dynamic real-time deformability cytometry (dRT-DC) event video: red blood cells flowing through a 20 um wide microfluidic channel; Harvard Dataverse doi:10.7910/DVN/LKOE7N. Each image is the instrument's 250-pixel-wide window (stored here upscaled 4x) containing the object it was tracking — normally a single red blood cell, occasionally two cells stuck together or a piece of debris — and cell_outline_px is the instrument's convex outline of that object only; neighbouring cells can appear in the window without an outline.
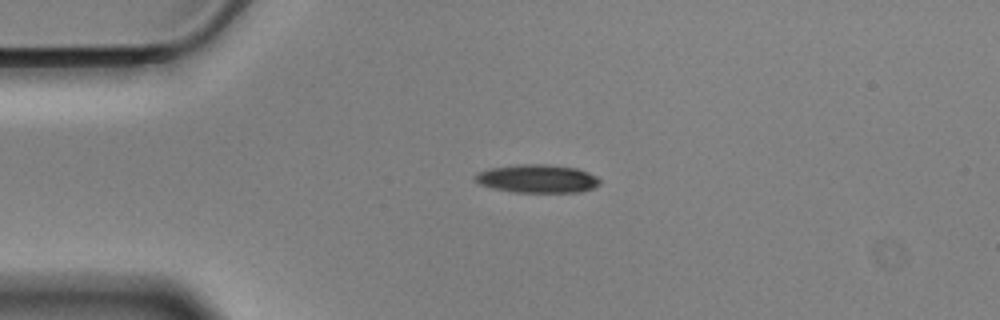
{"species": "Egyptian fruit bat (a non-hibernating species)", "species_latin": "Rousettus aegyptiacus", "temperature_condition": "cold", "stored_images_in_passage": 45, "camera_frame_rate_fps": 3000, "um_per_image_px": 0.085, "animal": {"sex": "male"}, "frame": {"image": 1, "passage_image": 1, "time_ms": 0.0, "image_size_px": [1000, 320], "cell_outline_px": [[600, 184], [592, 188], [580, 192], [512, 192], [492, 188], [480, 184], [472, 176], [480, 172], [492, 168], [516, 164], [548, 164], [576, 168], [588, 172], [596, 176], [600, 180]], "centroid_in_image_um": [45.68, 15.19], "position_along_channel_um": 39.3, "area_um2": 20.52}}
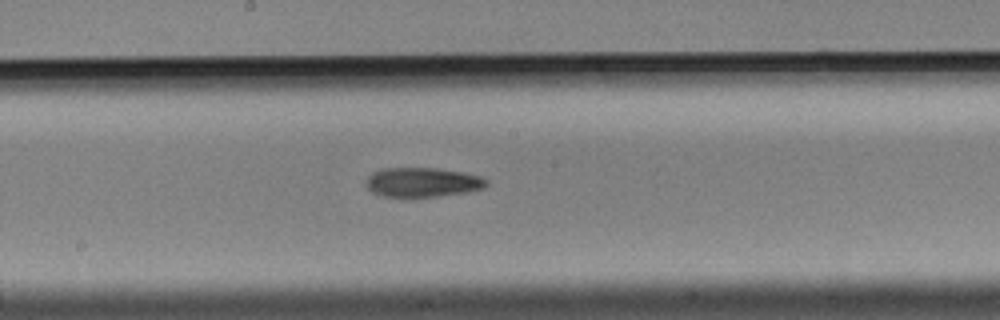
{"frame": {"image": 2, "passage_image": 18, "time_ms": 5.667, "image_size_px": [1000, 320], "cell_outline_px": [[488, 184], [484, 188], [468, 192], [440, 196], [408, 200], [384, 196], [372, 192], [364, 184], [368, 176], [372, 172], [384, 168], [436, 168], [464, 172], [480, 176], [488, 180]], "centroid_in_image_um": [35.89, 15.53], "position_along_channel_um": 212.3, "area_um2": 21.5}}
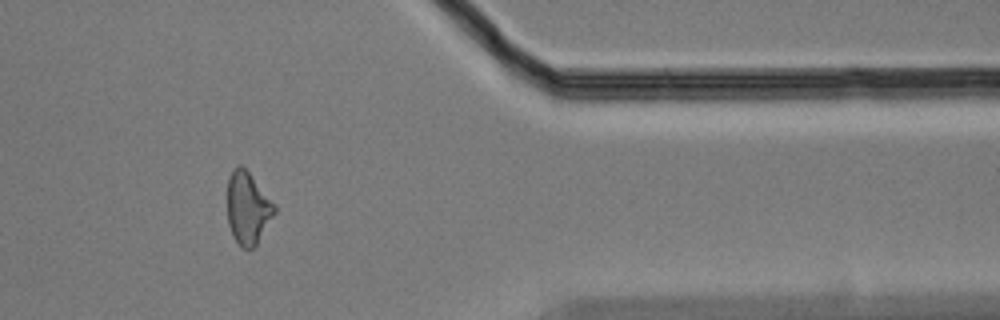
{"frame": {"image": 3, "passage_image": 35, "time_ms": 11.333, "image_size_px": [1000, 320], "cell_outline_px": [[276, 212], [256, 244], [252, 248], [244, 248], [232, 236], [228, 224], [228, 176], [240, 164], [248, 172], [276, 204]], "centroid_in_image_um": [21.07, 17.69], "position_along_channel_um": 390.3, "area_um2": 19.54}, "authors_computed_cell_mechanics": {"area_um2": 20.6924, "velocity_mm_per_s": 3.5183, "shape_relaxation_time_tau1_ms": 10.7606, "shape_relaxation_time_tau2_ms": null, "deformation_change_tau1": 0.2027, "deformation_change_tau2": null}}